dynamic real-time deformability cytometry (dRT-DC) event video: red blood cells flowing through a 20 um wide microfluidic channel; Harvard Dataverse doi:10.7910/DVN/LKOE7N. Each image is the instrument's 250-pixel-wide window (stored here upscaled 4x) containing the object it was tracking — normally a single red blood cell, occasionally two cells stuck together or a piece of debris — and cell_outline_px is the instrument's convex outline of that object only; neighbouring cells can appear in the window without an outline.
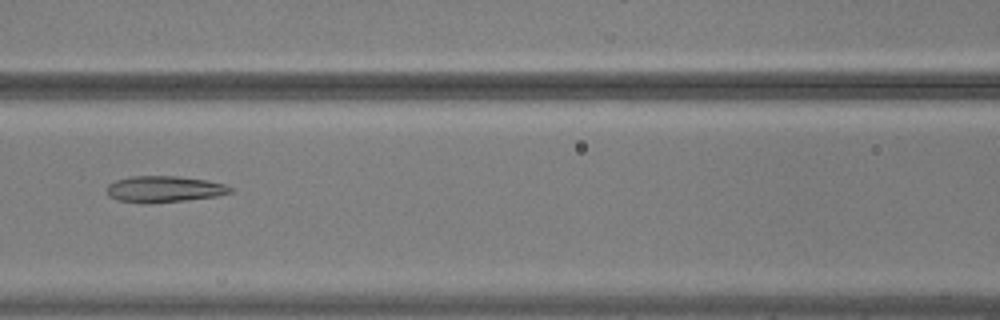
{"species": "common noctule bat (a hibernating species)", "species_latin": "Nyctalus noctula", "temperature_condition": "warm", "stored_images_in_passage": 48, "camera_frame_rate_fps": 3000, "um_per_image_px": 0.085, "animal": {"sex": "male", "body_mass_g": 20.5, "forearm_length_mm": 52.5}, "frame": {"image": 1, "passage_image": 19, "time_ms": 6.0, "image_size_px": [1000, 320], "cell_outline_px": [[232, 192], [216, 196], [152, 204], [144, 204], [116, 200], [108, 196], [108, 184], [116, 180], [132, 176], [176, 176], [204, 180], [224, 184], [232, 188]], "centroid_in_image_um": [13.9, 16.09], "position_along_channel_um": 152.7, "area_um2": 18.9}}
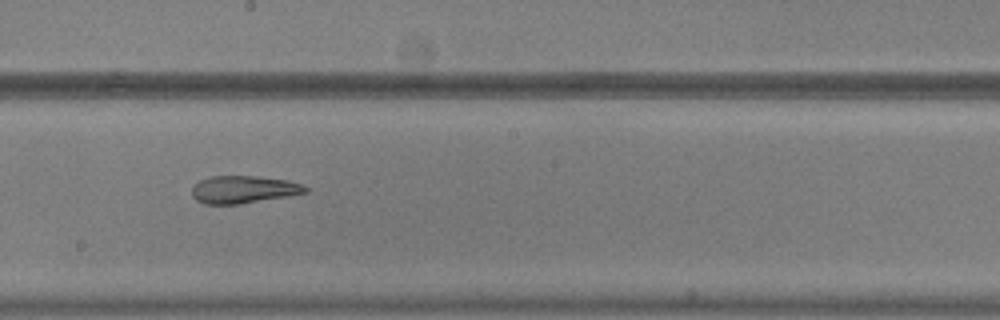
{"frame": {"image": 2, "passage_image": 25, "time_ms": 8.0, "image_size_px": [1000, 320], "cell_outline_px": [[308, 192], [288, 196], [240, 204], [204, 204], [196, 200], [192, 196], [192, 188], [200, 180], [212, 176], [256, 176], [284, 180], [300, 184], [308, 188]], "centroid_in_image_um": [20.67, 16.11], "position_along_channel_um": 227.5, "area_um2": 18.03}}
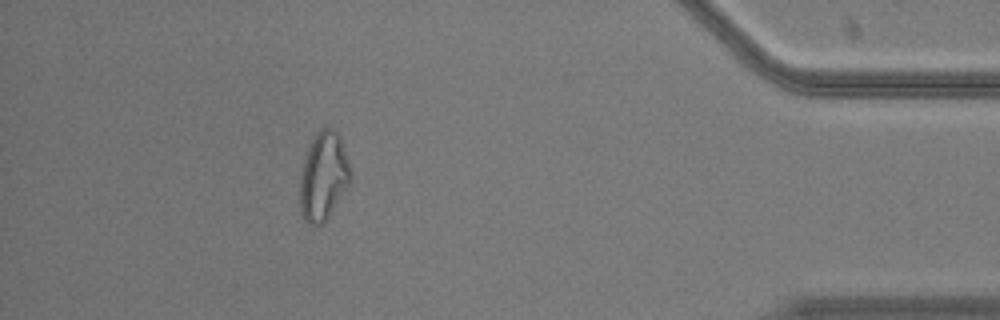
{"frame": {"image": 3, "passage_image": 43, "time_ms": 14.0, "image_size_px": [1000, 320], "cell_outline_px": [[352, 180], [324, 224], [312, 228], [304, 220], [300, 212], [300, 176], [304, 160], [312, 136], [320, 128], [332, 128], [336, 132], [340, 140], [348, 160], [352, 176]], "centroid_in_image_um": [27.48, 15.04], "position_along_channel_um": 407.7, "area_um2": 26.3}, "authors_computed_cell_mechanics": {"area_um2": 22.3397, "velocity_mm_per_s": 3.7483, "shape_relaxation_time_tau1_ms": null, "shape_relaxation_time_tau2_ms": 2.5939, "deformation_change_tau1": null, "deformation_change_tau2": 0.124}}